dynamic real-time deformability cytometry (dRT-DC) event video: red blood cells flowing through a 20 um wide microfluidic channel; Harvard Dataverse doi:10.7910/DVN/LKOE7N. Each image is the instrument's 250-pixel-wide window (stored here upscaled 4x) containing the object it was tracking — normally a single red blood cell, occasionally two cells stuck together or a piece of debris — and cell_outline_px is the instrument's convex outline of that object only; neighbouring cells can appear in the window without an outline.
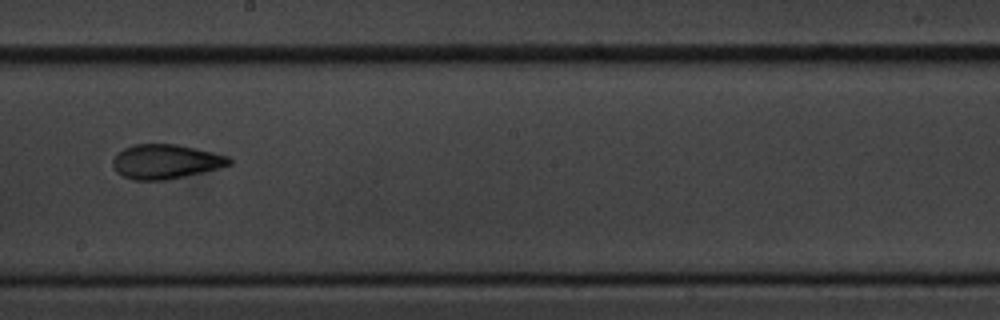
{"species": "common noctule bat (a hibernating species)", "species_latin": "Nyctalus noctula", "temperature_condition": "cold", "stored_images_in_passage": 7, "camera_frame_rate_fps": 3000, "um_per_image_px": 0.085, "animal": {"sex": "male", "body_mass_g": 20.1, "forearm_length_mm": 53.5}, "frame": {"image": 1, "passage_image": 6, "time_ms": 5.667, "image_size_px": [1000, 320], "cell_outline_px": [[232, 164], [184, 176], [164, 180], [132, 180], [116, 172], [112, 164], [112, 160], [116, 152], [124, 148], [136, 144], [176, 144], [212, 152], [228, 156], [232, 160]], "centroid_in_image_um": [14.03, 13.73], "position_along_channel_um": 234.2, "area_um2": 23.18}}
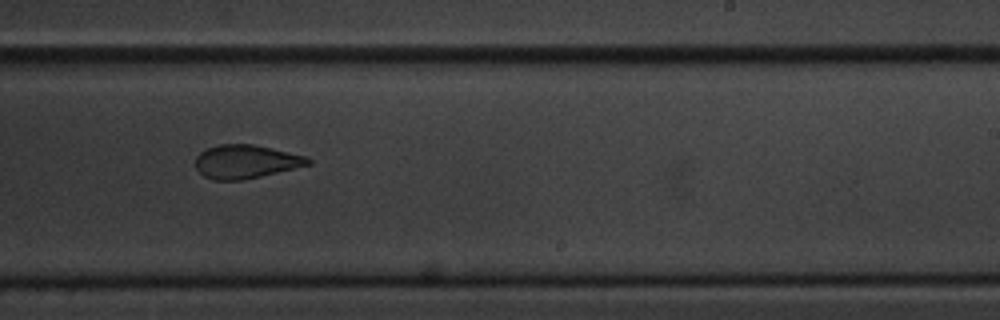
{"frame": {"image": 2, "passage_image": 7, "time_ms": 6.667, "image_size_px": [1000, 320], "cell_outline_px": [[312, 164], [260, 176], [240, 180], [212, 180], [204, 176], [196, 168], [196, 156], [200, 152], [208, 148], [220, 144], [252, 144], [304, 156], [312, 160]], "centroid_in_image_um": [20.86, 13.74], "position_along_channel_um": 268.1, "area_um2": 21.68}}